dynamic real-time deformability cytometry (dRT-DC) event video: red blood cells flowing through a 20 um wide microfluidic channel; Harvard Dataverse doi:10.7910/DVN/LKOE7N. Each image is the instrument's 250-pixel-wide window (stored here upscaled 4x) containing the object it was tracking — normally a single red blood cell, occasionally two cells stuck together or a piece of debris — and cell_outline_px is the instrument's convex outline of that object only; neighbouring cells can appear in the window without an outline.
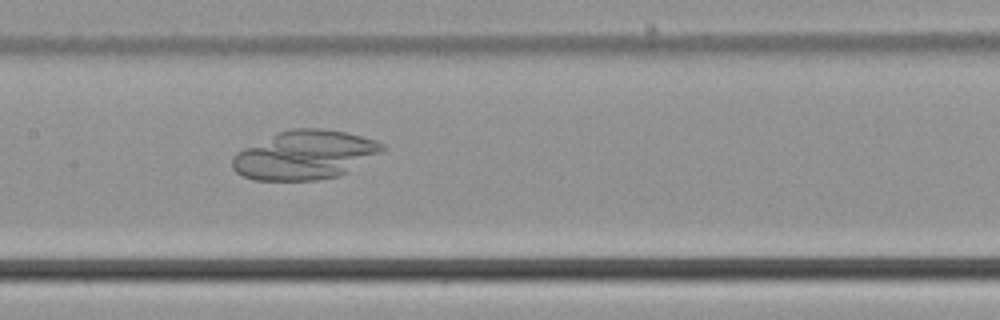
{"species": "common noctule bat (a hibernating species)", "species_latin": "Nyctalus noctula", "temperature_condition": "cold", "stored_images_in_passage": 48, "camera_frame_rate_fps": 3000, "um_per_image_px": 0.085, "animal": {"sex": "male", "body_mass_g": 21.5, "forearm_length_mm": 52.0}, "frame": {"image": 1, "passage_image": 20, "time_ms": 6.333, "image_size_px": [1000, 320], "cell_outline_px": [[384, 148], [380, 152], [340, 176], [316, 180], [252, 180], [236, 172], [232, 168], [232, 156], [236, 152], [276, 132], [292, 128], [320, 128], [344, 132], [376, 140], [384, 144]], "centroid_in_image_um": [25.86, 13.17], "position_along_channel_um": 181.5, "area_um2": 42.48}}
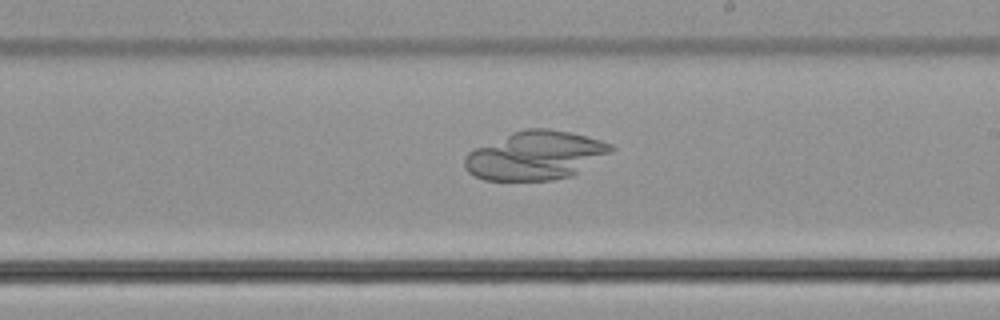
{"frame": {"image": 2, "passage_image": 25, "time_ms": 8.0, "image_size_px": [1000, 320], "cell_outline_px": [[616, 148], [612, 152], [572, 176], [552, 180], [484, 180], [468, 172], [464, 168], [464, 156], [468, 152], [476, 148], [512, 132], [524, 128], [548, 128], [572, 132], [600, 140], [612, 144]], "centroid_in_image_um": [45.52, 13.21], "position_along_channel_um": 243.5, "area_um2": 41.56}}
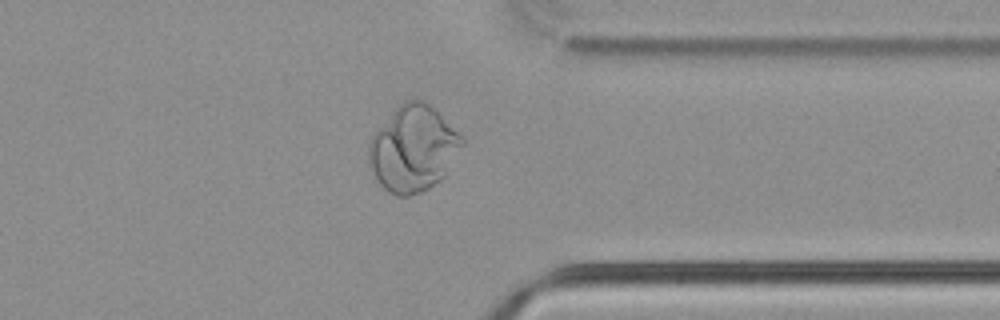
{"frame": {"image": 3, "passage_image": 36, "time_ms": 11.667, "image_size_px": [1000, 320], "cell_outline_px": [[464, 144], [444, 176], [440, 180], [428, 188], [420, 192], [408, 196], [396, 196], [388, 192], [380, 184], [372, 172], [368, 164], [368, 140], [396, 108], [404, 100], [424, 100], [464, 136]], "centroid_in_image_um": [35.1, 12.64], "position_along_channel_um": 376.3, "area_um2": 46.59}}